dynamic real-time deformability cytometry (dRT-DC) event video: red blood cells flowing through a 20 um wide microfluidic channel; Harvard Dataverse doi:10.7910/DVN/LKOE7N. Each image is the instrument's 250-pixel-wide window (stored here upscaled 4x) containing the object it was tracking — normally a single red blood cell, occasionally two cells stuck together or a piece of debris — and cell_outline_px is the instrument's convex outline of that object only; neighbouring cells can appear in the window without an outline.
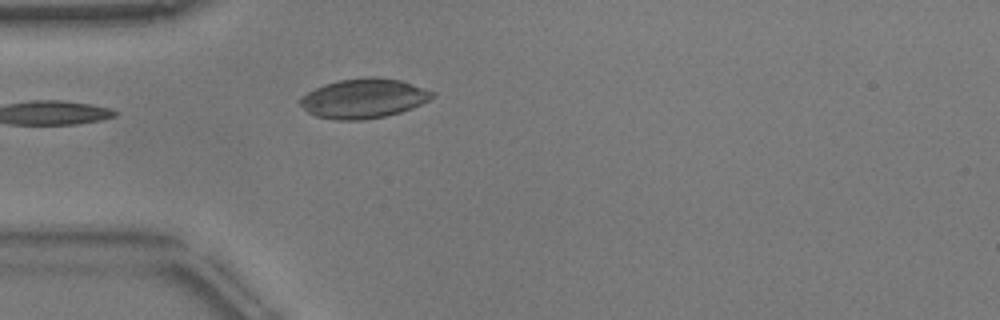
{"species": "common noctule bat (a hibernating species)", "species_latin": "Nyctalus noctula", "temperature_condition": "warm", "stored_images_in_passage": 24, "camera_frame_rate_fps": 3000, "um_per_image_px": 0.085, "animal": {"sex": "male", "body_mass_g": 17.9}, "frame": {"image": 1, "passage_image": 1, "time_ms": 0.0, "image_size_px": [1000, 320], "cell_outline_px": [[436, 96], [412, 108], [400, 112], [384, 116], [364, 120], [336, 120], [316, 116], [308, 112], [300, 104], [300, 96], [324, 84], [340, 80], [368, 76], [376, 76], [400, 80], [436, 92]], "centroid_in_image_um": [30.92, 8.36], "position_along_channel_um": 54.1, "area_um2": 30.46}}